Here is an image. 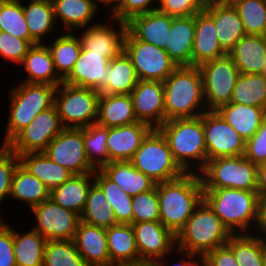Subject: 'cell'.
I'll list each match as a JSON object with an SVG mask.
<instances>
[{"label": "cell", "instance_id": "obj_1", "mask_svg": "<svg viewBox=\"0 0 266 266\" xmlns=\"http://www.w3.org/2000/svg\"><path fill=\"white\" fill-rule=\"evenodd\" d=\"M160 222L175 236L204 200L200 173L190 172L167 182L157 183Z\"/></svg>", "mask_w": 266, "mask_h": 266}, {"label": "cell", "instance_id": "obj_2", "mask_svg": "<svg viewBox=\"0 0 266 266\" xmlns=\"http://www.w3.org/2000/svg\"><path fill=\"white\" fill-rule=\"evenodd\" d=\"M157 129L166 139L174 160L186 173H200L205 168L208 156L203 114L194 118L167 120Z\"/></svg>", "mask_w": 266, "mask_h": 266}, {"label": "cell", "instance_id": "obj_3", "mask_svg": "<svg viewBox=\"0 0 266 266\" xmlns=\"http://www.w3.org/2000/svg\"><path fill=\"white\" fill-rule=\"evenodd\" d=\"M165 121L194 118L207 111L203 81L197 66H178L164 81Z\"/></svg>", "mask_w": 266, "mask_h": 266}, {"label": "cell", "instance_id": "obj_4", "mask_svg": "<svg viewBox=\"0 0 266 266\" xmlns=\"http://www.w3.org/2000/svg\"><path fill=\"white\" fill-rule=\"evenodd\" d=\"M204 201L232 234H237V231L238 234L250 233L251 230L254 233L259 208L257 191L204 188Z\"/></svg>", "mask_w": 266, "mask_h": 266}, {"label": "cell", "instance_id": "obj_5", "mask_svg": "<svg viewBox=\"0 0 266 266\" xmlns=\"http://www.w3.org/2000/svg\"><path fill=\"white\" fill-rule=\"evenodd\" d=\"M232 233L203 200L176 235V249L204 257L226 245Z\"/></svg>", "mask_w": 266, "mask_h": 266}, {"label": "cell", "instance_id": "obj_6", "mask_svg": "<svg viewBox=\"0 0 266 266\" xmlns=\"http://www.w3.org/2000/svg\"><path fill=\"white\" fill-rule=\"evenodd\" d=\"M57 86L21 82L9 91L10 112L2 146H6L36 115L55 103Z\"/></svg>", "mask_w": 266, "mask_h": 266}, {"label": "cell", "instance_id": "obj_7", "mask_svg": "<svg viewBox=\"0 0 266 266\" xmlns=\"http://www.w3.org/2000/svg\"><path fill=\"white\" fill-rule=\"evenodd\" d=\"M130 162L156 183L172 181L186 173L174 160L166 139L157 128L143 139Z\"/></svg>", "mask_w": 266, "mask_h": 266}, {"label": "cell", "instance_id": "obj_8", "mask_svg": "<svg viewBox=\"0 0 266 266\" xmlns=\"http://www.w3.org/2000/svg\"><path fill=\"white\" fill-rule=\"evenodd\" d=\"M100 92L90 88L59 84L55 106L64 128H84L97 121Z\"/></svg>", "mask_w": 266, "mask_h": 266}, {"label": "cell", "instance_id": "obj_9", "mask_svg": "<svg viewBox=\"0 0 266 266\" xmlns=\"http://www.w3.org/2000/svg\"><path fill=\"white\" fill-rule=\"evenodd\" d=\"M200 176L204 188L257 191V165L244 156L208 160Z\"/></svg>", "mask_w": 266, "mask_h": 266}, {"label": "cell", "instance_id": "obj_10", "mask_svg": "<svg viewBox=\"0 0 266 266\" xmlns=\"http://www.w3.org/2000/svg\"><path fill=\"white\" fill-rule=\"evenodd\" d=\"M204 88L207 111H216L231 100L235 83L240 75L228 56L205 62L198 66Z\"/></svg>", "mask_w": 266, "mask_h": 266}, {"label": "cell", "instance_id": "obj_11", "mask_svg": "<svg viewBox=\"0 0 266 266\" xmlns=\"http://www.w3.org/2000/svg\"><path fill=\"white\" fill-rule=\"evenodd\" d=\"M124 51L132 60L139 80L163 82L178 67L165 50L135 39L128 31Z\"/></svg>", "mask_w": 266, "mask_h": 266}, {"label": "cell", "instance_id": "obj_12", "mask_svg": "<svg viewBox=\"0 0 266 266\" xmlns=\"http://www.w3.org/2000/svg\"><path fill=\"white\" fill-rule=\"evenodd\" d=\"M64 129L55 104L38 113L6 146L15 154L43 152Z\"/></svg>", "mask_w": 266, "mask_h": 266}, {"label": "cell", "instance_id": "obj_13", "mask_svg": "<svg viewBox=\"0 0 266 266\" xmlns=\"http://www.w3.org/2000/svg\"><path fill=\"white\" fill-rule=\"evenodd\" d=\"M43 152L73 174H87L96 170L85 152L83 128H64Z\"/></svg>", "mask_w": 266, "mask_h": 266}, {"label": "cell", "instance_id": "obj_14", "mask_svg": "<svg viewBox=\"0 0 266 266\" xmlns=\"http://www.w3.org/2000/svg\"><path fill=\"white\" fill-rule=\"evenodd\" d=\"M203 128L208 160L244 156L245 140L217 111L203 113Z\"/></svg>", "mask_w": 266, "mask_h": 266}, {"label": "cell", "instance_id": "obj_15", "mask_svg": "<svg viewBox=\"0 0 266 266\" xmlns=\"http://www.w3.org/2000/svg\"><path fill=\"white\" fill-rule=\"evenodd\" d=\"M36 225L33 227L46 240H73L80 215L61 207L50 198L31 208ZM38 223V224H37Z\"/></svg>", "mask_w": 266, "mask_h": 266}, {"label": "cell", "instance_id": "obj_16", "mask_svg": "<svg viewBox=\"0 0 266 266\" xmlns=\"http://www.w3.org/2000/svg\"><path fill=\"white\" fill-rule=\"evenodd\" d=\"M131 225L139 254V266L154 265L160 258L176 250V236L161 222L149 221Z\"/></svg>", "mask_w": 266, "mask_h": 266}, {"label": "cell", "instance_id": "obj_17", "mask_svg": "<svg viewBox=\"0 0 266 266\" xmlns=\"http://www.w3.org/2000/svg\"><path fill=\"white\" fill-rule=\"evenodd\" d=\"M131 99L138 121L158 128L165 122L163 82L139 80Z\"/></svg>", "mask_w": 266, "mask_h": 266}, {"label": "cell", "instance_id": "obj_18", "mask_svg": "<svg viewBox=\"0 0 266 266\" xmlns=\"http://www.w3.org/2000/svg\"><path fill=\"white\" fill-rule=\"evenodd\" d=\"M119 23V31L107 23H97L86 30L82 31L78 36L81 42V47L91 53L101 54L112 60L119 56L124 51V40L127 33L126 22L113 19ZM107 24V25H106Z\"/></svg>", "mask_w": 266, "mask_h": 266}, {"label": "cell", "instance_id": "obj_19", "mask_svg": "<svg viewBox=\"0 0 266 266\" xmlns=\"http://www.w3.org/2000/svg\"><path fill=\"white\" fill-rule=\"evenodd\" d=\"M110 61L101 54L91 53L82 48L72 71L63 82L100 92L108 83Z\"/></svg>", "mask_w": 266, "mask_h": 266}, {"label": "cell", "instance_id": "obj_20", "mask_svg": "<svg viewBox=\"0 0 266 266\" xmlns=\"http://www.w3.org/2000/svg\"><path fill=\"white\" fill-rule=\"evenodd\" d=\"M204 10L214 19L220 46L228 55L246 35L240 16L228 0L206 3Z\"/></svg>", "mask_w": 266, "mask_h": 266}, {"label": "cell", "instance_id": "obj_21", "mask_svg": "<svg viewBox=\"0 0 266 266\" xmlns=\"http://www.w3.org/2000/svg\"><path fill=\"white\" fill-rule=\"evenodd\" d=\"M153 128L144 122L108 128L107 149L109 163L112 161H130L141 146L143 139Z\"/></svg>", "mask_w": 266, "mask_h": 266}, {"label": "cell", "instance_id": "obj_22", "mask_svg": "<svg viewBox=\"0 0 266 266\" xmlns=\"http://www.w3.org/2000/svg\"><path fill=\"white\" fill-rule=\"evenodd\" d=\"M173 16L158 9L131 17L127 22V31L138 40L153 44L165 50Z\"/></svg>", "mask_w": 266, "mask_h": 266}, {"label": "cell", "instance_id": "obj_23", "mask_svg": "<svg viewBox=\"0 0 266 266\" xmlns=\"http://www.w3.org/2000/svg\"><path fill=\"white\" fill-rule=\"evenodd\" d=\"M73 240L87 266H113L105 228L80 221Z\"/></svg>", "mask_w": 266, "mask_h": 266}, {"label": "cell", "instance_id": "obj_24", "mask_svg": "<svg viewBox=\"0 0 266 266\" xmlns=\"http://www.w3.org/2000/svg\"><path fill=\"white\" fill-rule=\"evenodd\" d=\"M217 38L214 19L205 11L195 15V36L192 49V66L226 56Z\"/></svg>", "mask_w": 266, "mask_h": 266}, {"label": "cell", "instance_id": "obj_25", "mask_svg": "<svg viewBox=\"0 0 266 266\" xmlns=\"http://www.w3.org/2000/svg\"><path fill=\"white\" fill-rule=\"evenodd\" d=\"M194 36L195 15L172 19L165 51L177 66H192Z\"/></svg>", "mask_w": 266, "mask_h": 266}, {"label": "cell", "instance_id": "obj_26", "mask_svg": "<svg viewBox=\"0 0 266 266\" xmlns=\"http://www.w3.org/2000/svg\"><path fill=\"white\" fill-rule=\"evenodd\" d=\"M240 74H261L266 62V36L245 35L228 53Z\"/></svg>", "mask_w": 266, "mask_h": 266}, {"label": "cell", "instance_id": "obj_27", "mask_svg": "<svg viewBox=\"0 0 266 266\" xmlns=\"http://www.w3.org/2000/svg\"><path fill=\"white\" fill-rule=\"evenodd\" d=\"M20 65H24L27 72L24 83H38L58 86L63 79L58 75L53 58L47 44H35L23 58Z\"/></svg>", "mask_w": 266, "mask_h": 266}, {"label": "cell", "instance_id": "obj_28", "mask_svg": "<svg viewBox=\"0 0 266 266\" xmlns=\"http://www.w3.org/2000/svg\"><path fill=\"white\" fill-rule=\"evenodd\" d=\"M106 240L113 266H139V254L131 224L107 228Z\"/></svg>", "mask_w": 266, "mask_h": 266}, {"label": "cell", "instance_id": "obj_29", "mask_svg": "<svg viewBox=\"0 0 266 266\" xmlns=\"http://www.w3.org/2000/svg\"><path fill=\"white\" fill-rule=\"evenodd\" d=\"M54 7L55 21H61L63 29L72 32L80 28H87L98 13L95 0H51ZM89 24V25H88ZM88 25V26H87Z\"/></svg>", "mask_w": 266, "mask_h": 266}, {"label": "cell", "instance_id": "obj_30", "mask_svg": "<svg viewBox=\"0 0 266 266\" xmlns=\"http://www.w3.org/2000/svg\"><path fill=\"white\" fill-rule=\"evenodd\" d=\"M94 172L73 174L62 185L50 191V199L78 215L84 210L89 188L94 182Z\"/></svg>", "mask_w": 266, "mask_h": 266}, {"label": "cell", "instance_id": "obj_31", "mask_svg": "<svg viewBox=\"0 0 266 266\" xmlns=\"http://www.w3.org/2000/svg\"><path fill=\"white\" fill-rule=\"evenodd\" d=\"M100 170L131 197L150 191L157 184L150 177L137 170L130 161H112Z\"/></svg>", "mask_w": 266, "mask_h": 266}, {"label": "cell", "instance_id": "obj_32", "mask_svg": "<svg viewBox=\"0 0 266 266\" xmlns=\"http://www.w3.org/2000/svg\"><path fill=\"white\" fill-rule=\"evenodd\" d=\"M216 111L245 141L257 132L266 117L265 108L232 102L222 105Z\"/></svg>", "mask_w": 266, "mask_h": 266}, {"label": "cell", "instance_id": "obj_33", "mask_svg": "<svg viewBox=\"0 0 266 266\" xmlns=\"http://www.w3.org/2000/svg\"><path fill=\"white\" fill-rule=\"evenodd\" d=\"M20 164L37 177L51 191L67 181L73 173L55 163L44 152H28L19 155Z\"/></svg>", "mask_w": 266, "mask_h": 266}, {"label": "cell", "instance_id": "obj_34", "mask_svg": "<svg viewBox=\"0 0 266 266\" xmlns=\"http://www.w3.org/2000/svg\"><path fill=\"white\" fill-rule=\"evenodd\" d=\"M138 122L131 95L100 94L96 123L112 128Z\"/></svg>", "mask_w": 266, "mask_h": 266}, {"label": "cell", "instance_id": "obj_35", "mask_svg": "<svg viewBox=\"0 0 266 266\" xmlns=\"http://www.w3.org/2000/svg\"><path fill=\"white\" fill-rule=\"evenodd\" d=\"M108 83L100 94L129 95L139 82L136 70L130 57L123 51L114 57L109 64Z\"/></svg>", "mask_w": 266, "mask_h": 266}, {"label": "cell", "instance_id": "obj_36", "mask_svg": "<svg viewBox=\"0 0 266 266\" xmlns=\"http://www.w3.org/2000/svg\"><path fill=\"white\" fill-rule=\"evenodd\" d=\"M23 11L31 39L36 44H44L45 35L56 28L52 1L30 0L27 5L23 3Z\"/></svg>", "mask_w": 266, "mask_h": 266}, {"label": "cell", "instance_id": "obj_37", "mask_svg": "<svg viewBox=\"0 0 266 266\" xmlns=\"http://www.w3.org/2000/svg\"><path fill=\"white\" fill-rule=\"evenodd\" d=\"M27 202L30 208L50 198V190L21 164L14 171L10 198Z\"/></svg>", "mask_w": 266, "mask_h": 266}, {"label": "cell", "instance_id": "obj_38", "mask_svg": "<svg viewBox=\"0 0 266 266\" xmlns=\"http://www.w3.org/2000/svg\"><path fill=\"white\" fill-rule=\"evenodd\" d=\"M12 238L17 266H43L47 240L33 228L22 235L13 230Z\"/></svg>", "mask_w": 266, "mask_h": 266}, {"label": "cell", "instance_id": "obj_39", "mask_svg": "<svg viewBox=\"0 0 266 266\" xmlns=\"http://www.w3.org/2000/svg\"><path fill=\"white\" fill-rule=\"evenodd\" d=\"M94 181L104 192L108 204L115 215L118 224L133 223V207L130 195L124 192L121 187L110 180L100 169L94 172Z\"/></svg>", "mask_w": 266, "mask_h": 266}, {"label": "cell", "instance_id": "obj_40", "mask_svg": "<svg viewBox=\"0 0 266 266\" xmlns=\"http://www.w3.org/2000/svg\"><path fill=\"white\" fill-rule=\"evenodd\" d=\"M80 220L86 224L105 229L118 225L104 192L95 181L89 188L86 204L80 215Z\"/></svg>", "mask_w": 266, "mask_h": 266}, {"label": "cell", "instance_id": "obj_41", "mask_svg": "<svg viewBox=\"0 0 266 266\" xmlns=\"http://www.w3.org/2000/svg\"><path fill=\"white\" fill-rule=\"evenodd\" d=\"M51 44L47 47L51 52L58 75L64 80L79 58L82 49L80 39L72 32H66L56 37Z\"/></svg>", "mask_w": 266, "mask_h": 266}, {"label": "cell", "instance_id": "obj_42", "mask_svg": "<svg viewBox=\"0 0 266 266\" xmlns=\"http://www.w3.org/2000/svg\"><path fill=\"white\" fill-rule=\"evenodd\" d=\"M255 234L256 232L232 234L226 243L232 250L238 266H264L263 235Z\"/></svg>", "mask_w": 266, "mask_h": 266}, {"label": "cell", "instance_id": "obj_43", "mask_svg": "<svg viewBox=\"0 0 266 266\" xmlns=\"http://www.w3.org/2000/svg\"><path fill=\"white\" fill-rule=\"evenodd\" d=\"M230 102L266 109V78L262 74H240Z\"/></svg>", "mask_w": 266, "mask_h": 266}, {"label": "cell", "instance_id": "obj_44", "mask_svg": "<svg viewBox=\"0 0 266 266\" xmlns=\"http://www.w3.org/2000/svg\"><path fill=\"white\" fill-rule=\"evenodd\" d=\"M0 31L36 44L28 31L22 0H0Z\"/></svg>", "mask_w": 266, "mask_h": 266}, {"label": "cell", "instance_id": "obj_45", "mask_svg": "<svg viewBox=\"0 0 266 266\" xmlns=\"http://www.w3.org/2000/svg\"><path fill=\"white\" fill-rule=\"evenodd\" d=\"M240 16L247 35L266 36V0H228Z\"/></svg>", "mask_w": 266, "mask_h": 266}, {"label": "cell", "instance_id": "obj_46", "mask_svg": "<svg viewBox=\"0 0 266 266\" xmlns=\"http://www.w3.org/2000/svg\"><path fill=\"white\" fill-rule=\"evenodd\" d=\"M107 136L108 127L98 123L83 128L85 152L89 163L95 169H101L109 163Z\"/></svg>", "mask_w": 266, "mask_h": 266}, {"label": "cell", "instance_id": "obj_47", "mask_svg": "<svg viewBox=\"0 0 266 266\" xmlns=\"http://www.w3.org/2000/svg\"><path fill=\"white\" fill-rule=\"evenodd\" d=\"M43 266H87L74 240H47Z\"/></svg>", "mask_w": 266, "mask_h": 266}, {"label": "cell", "instance_id": "obj_48", "mask_svg": "<svg viewBox=\"0 0 266 266\" xmlns=\"http://www.w3.org/2000/svg\"><path fill=\"white\" fill-rule=\"evenodd\" d=\"M133 223L160 222V204L156 187L132 199Z\"/></svg>", "mask_w": 266, "mask_h": 266}, {"label": "cell", "instance_id": "obj_49", "mask_svg": "<svg viewBox=\"0 0 266 266\" xmlns=\"http://www.w3.org/2000/svg\"><path fill=\"white\" fill-rule=\"evenodd\" d=\"M19 164L17 154L7 146L0 147V203L10 196L12 177Z\"/></svg>", "mask_w": 266, "mask_h": 266}, {"label": "cell", "instance_id": "obj_50", "mask_svg": "<svg viewBox=\"0 0 266 266\" xmlns=\"http://www.w3.org/2000/svg\"><path fill=\"white\" fill-rule=\"evenodd\" d=\"M32 46L28 40L18 39L12 34L0 31V57L6 61L20 65Z\"/></svg>", "mask_w": 266, "mask_h": 266}, {"label": "cell", "instance_id": "obj_51", "mask_svg": "<svg viewBox=\"0 0 266 266\" xmlns=\"http://www.w3.org/2000/svg\"><path fill=\"white\" fill-rule=\"evenodd\" d=\"M156 4L160 12L173 17L193 16L205 8L202 0H158Z\"/></svg>", "mask_w": 266, "mask_h": 266}, {"label": "cell", "instance_id": "obj_52", "mask_svg": "<svg viewBox=\"0 0 266 266\" xmlns=\"http://www.w3.org/2000/svg\"><path fill=\"white\" fill-rule=\"evenodd\" d=\"M244 157L255 165L266 164V117L257 132L245 141Z\"/></svg>", "mask_w": 266, "mask_h": 266}, {"label": "cell", "instance_id": "obj_53", "mask_svg": "<svg viewBox=\"0 0 266 266\" xmlns=\"http://www.w3.org/2000/svg\"><path fill=\"white\" fill-rule=\"evenodd\" d=\"M158 0H123L112 12L111 18L127 22L131 17L157 9L154 2Z\"/></svg>", "mask_w": 266, "mask_h": 266}, {"label": "cell", "instance_id": "obj_54", "mask_svg": "<svg viewBox=\"0 0 266 266\" xmlns=\"http://www.w3.org/2000/svg\"><path fill=\"white\" fill-rule=\"evenodd\" d=\"M13 247L12 228L0 217V266H17Z\"/></svg>", "mask_w": 266, "mask_h": 266}, {"label": "cell", "instance_id": "obj_55", "mask_svg": "<svg viewBox=\"0 0 266 266\" xmlns=\"http://www.w3.org/2000/svg\"><path fill=\"white\" fill-rule=\"evenodd\" d=\"M203 266H238L232 250L223 245L203 257Z\"/></svg>", "mask_w": 266, "mask_h": 266}, {"label": "cell", "instance_id": "obj_56", "mask_svg": "<svg viewBox=\"0 0 266 266\" xmlns=\"http://www.w3.org/2000/svg\"><path fill=\"white\" fill-rule=\"evenodd\" d=\"M178 251V254L180 253V256L181 254L184 255L182 257H185L183 260L179 261L178 264H174L175 266H203V257H200V256H196L192 253H189V252H185V251H182V250H179L177 249ZM168 255L160 258L154 265L155 266H164L166 265L165 262H166V258H167ZM196 258H199L198 260ZM201 261V262H200ZM173 265V266H174Z\"/></svg>", "mask_w": 266, "mask_h": 266}, {"label": "cell", "instance_id": "obj_57", "mask_svg": "<svg viewBox=\"0 0 266 266\" xmlns=\"http://www.w3.org/2000/svg\"><path fill=\"white\" fill-rule=\"evenodd\" d=\"M257 228L256 232L257 234L261 232L260 235H262V233H264V237L266 236V195H259V208H258V221H257ZM260 230V232H258V230Z\"/></svg>", "mask_w": 266, "mask_h": 266}, {"label": "cell", "instance_id": "obj_58", "mask_svg": "<svg viewBox=\"0 0 266 266\" xmlns=\"http://www.w3.org/2000/svg\"><path fill=\"white\" fill-rule=\"evenodd\" d=\"M257 192L259 195H266V164L257 165Z\"/></svg>", "mask_w": 266, "mask_h": 266}, {"label": "cell", "instance_id": "obj_59", "mask_svg": "<svg viewBox=\"0 0 266 266\" xmlns=\"http://www.w3.org/2000/svg\"><path fill=\"white\" fill-rule=\"evenodd\" d=\"M95 1H96V3L98 1V4L102 3V4L108 5V6L110 5V7L112 6L111 10H109V11H111L110 13H112L121 4V2L123 0H95Z\"/></svg>", "mask_w": 266, "mask_h": 266}, {"label": "cell", "instance_id": "obj_60", "mask_svg": "<svg viewBox=\"0 0 266 266\" xmlns=\"http://www.w3.org/2000/svg\"><path fill=\"white\" fill-rule=\"evenodd\" d=\"M263 264L266 266V237L263 236Z\"/></svg>", "mask_w": 266, "mask_h": 266}, {"label": "cell", "instance_id": "obj_61", "mask_svg": "<svg viewBox=\"0 0 266 266\" xmlns=\"http://www.w3.org/2000/svg\"><path fill=\"white\" fill-rule=\"evenodd\" d=\"M261 74L266 78V62H265V66L262 69Z\"/></svg>", "mask_w": 266, "mask_h": 266}, {"label": "cell", "instance_id": "obj_62", "mask_svg": "<svg viewBox=\"0 0 266 266\" xmlns=\"http://www.w3.org/2000/svg\"><path fill=\"white\" fill-rule=\"evenodd\" d=\"M205 4L209 2L225 1V0H202Z\"/></svg>", "mask_w": 266, "mask_h": 266}, {"label": "cell", "instance_id": "obj_63", "mask_svg": "<svg viewBox=\"0 0 266 266\" xmlns=\"http://www.w3.org/2000/svg\"><path fill=\"white\" fill-rule=\"evenodd\" d=\"M142 266H155V265H152V264H145V265H142Z\"/></svg>", "mask_w": 266, "mask_h": 266}]
</instances>
